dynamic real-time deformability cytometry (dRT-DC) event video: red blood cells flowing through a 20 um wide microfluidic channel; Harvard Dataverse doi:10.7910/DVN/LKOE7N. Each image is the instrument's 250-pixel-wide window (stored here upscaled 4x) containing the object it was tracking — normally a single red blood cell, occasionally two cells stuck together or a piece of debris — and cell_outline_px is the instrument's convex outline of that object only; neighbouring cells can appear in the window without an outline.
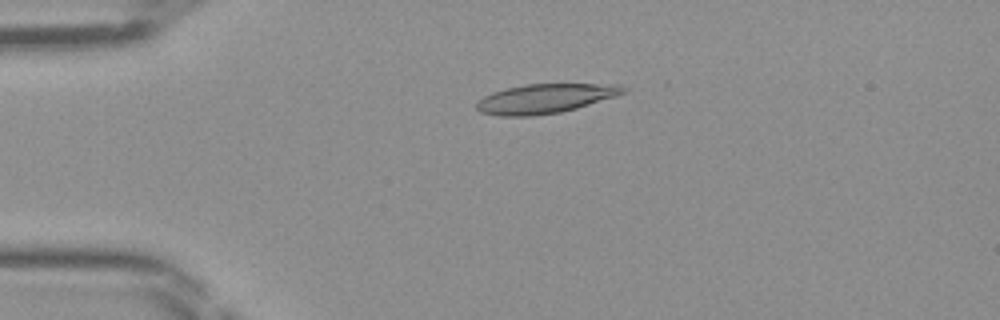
{"species": "Egyptian fruit bat (a non-hibernating species)", "species_latin": "Rousettus aegyptiacus", "temperature_condition": "room temperature", "stored_images_in_passage": 42, "camera_frame_rate_fps": 3000, "um_per_image_px": 0.085, "frame": {"image": 1, "passage_image": 6, "time_ms": 1.667, "image_size_px": [1000, 320], "cell_outline_px": [[628, 92], [616, 96], [576, 108], [560, 112], [532, 116], [496, 116], [480, 112], [476, 108], [476, 104], [484, 96], [492, 92], [504, 88], [524, 84], [620, 84], [628, 88]], "centroid_in_image_um": [46.35, 8.37], "position_along_channel_um": 38.7, "area_um2": 25.26}}
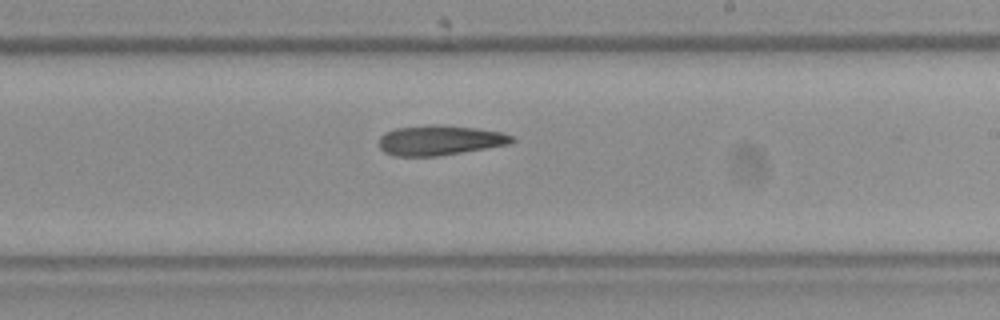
{"frame": {"image": 2, "passage_image": 23, "time_ms": 7.333, "image_size_px": [1000, 320], "cell_outline_px": [[516, 140], [512, 144], [436, 156], [392, 156], [384, 152], [380, 148], [380, 136], [384, 132], [396, 128], [432, 124], [440, 124], [476, 128], [500, 132], [512, 136]], "centroid_in_image_um": [37.37, 11.92], "position_along_channel_um": 251.6, "area_um2": 23.29}}
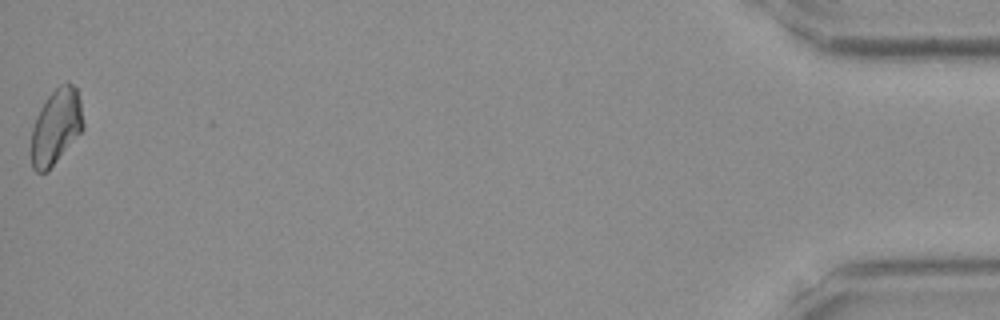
{"frame": {"image": 3, "passage_image": 42, "time_ms": 13.667, "image_size_px": [1000, 320], "cell_outline_px": [[84, 128], [56, 160], [44, 172], [36, 172], [32, 168], [28, 152], [32, 128], [36, 116], [40, 108], [48, 96], [60, 84], [68, 80], [76, 88], [80, 100], [84, 124]], "centroid_in_image_um": [4.71, 10.75], "position_along_channel_um": 430.5, "area_um2": 22.95}}